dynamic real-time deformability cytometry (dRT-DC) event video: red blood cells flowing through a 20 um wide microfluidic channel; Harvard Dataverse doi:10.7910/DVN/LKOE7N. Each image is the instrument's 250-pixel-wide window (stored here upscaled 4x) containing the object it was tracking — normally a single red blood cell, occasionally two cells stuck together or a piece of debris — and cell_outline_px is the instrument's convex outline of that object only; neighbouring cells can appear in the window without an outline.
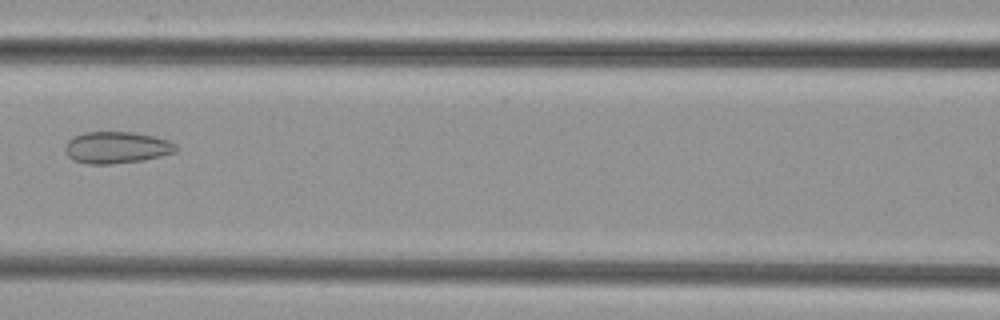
{"species": "common noctule bat (a hibernating species)", "species_latin": "Nyctalus noctula", "temperature_condition": "cold", "stored_images_in_passage": 7, "camera_frame_rate_fps": 3000, "um_per_image_px": 0.085, "animal": {"sex": "female", "body_mass_g": 29.2, "forearm_length_mm": 56.3}, "frame": {"image": 1, "passage_image": 6, "time_ms": 1.667, "image_size_px": [1000, 320], "cell_outline_px": [[176, 152], [144, 160], [112, 164], [88, 164], [72, 160], [64, 152], [64, 148], [68, 140], [72, 136], [84, 132], [132, 132], [152, 136], [168, 140], [176, 144]], "centroid_in_image_um": [9.86, 12.54], "position_along_channel_um": 156.7, "area_um2": 20.63}}
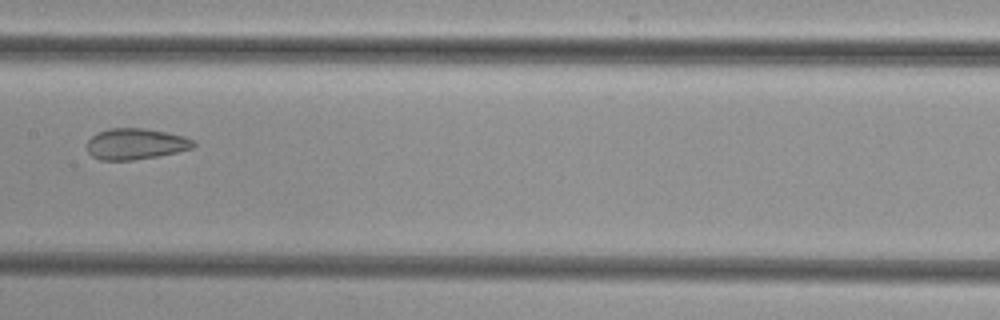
{"frame": {"image": 2, "passage_image": 7, "time_ms": 2.0, "image_size_px": [1000, 320], "cell_outline_px": [[196, 144], [192, 148], [176, 152], [156, 156], [132, 160], [100, 160], [92, 156], [88, 152], [88, 140], [96, 132], [108, 128], [144, 128], [168, 132], [184, 136], [192, 140]], "centroid_in_image_um": [11.51, 12.22], "position_along_channel_um": 195.9, "area_um2": 19.25}}